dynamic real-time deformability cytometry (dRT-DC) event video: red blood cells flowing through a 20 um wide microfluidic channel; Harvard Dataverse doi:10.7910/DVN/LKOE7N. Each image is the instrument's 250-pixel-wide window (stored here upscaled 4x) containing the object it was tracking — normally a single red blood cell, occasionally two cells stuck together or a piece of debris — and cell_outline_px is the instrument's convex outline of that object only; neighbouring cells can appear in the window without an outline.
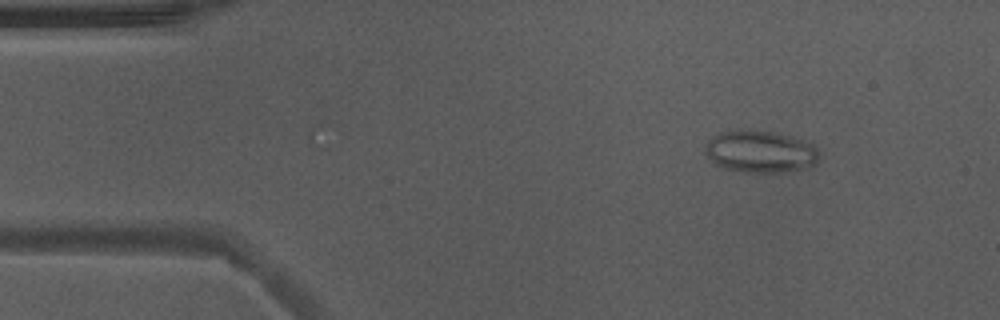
{"species": "Egyptian fruit bat (a non-hibernating species)", "species_latin": "Rousettus aegyptiacus", "temperature_condition": "warm", "stored_images_in_passage": 51, "camera_frame_rate_fps": 3000, "um_per_image_px": 0.085, "animal": {"sex": "male"}, "frame": {"image": 1, "passage_image": 6, "time_ms": 1.667, "image_size_px": [1000, 320], "cell_outline_px": [[816, 160], [812, 164], [804, 168], [780, 172], [744, 172], [728, 168], [716, 164], [704, 152], [704, 144], [708, 140], [720, 132], [772, 132], [788, 136], [812, 144], [816, 148]], "centroid_in_image_um": [64.57, 12.91], "position_along_channel_um": 20.4, "area_um2": 26.76}}
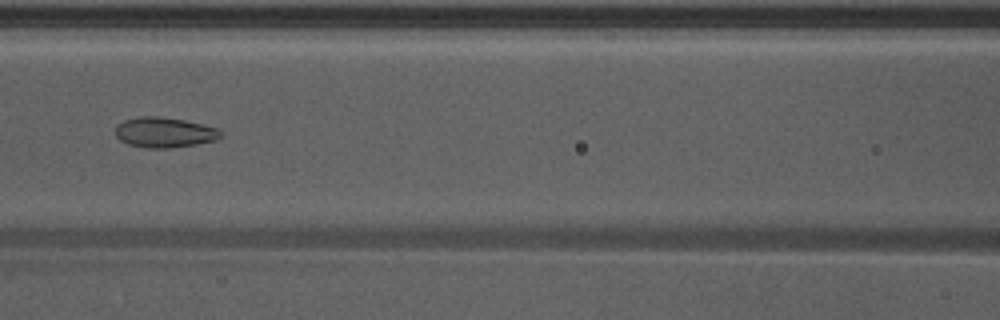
{"frame": {"image": 2, "passage_image": 22, "time_ms": 7.0, "image_size_px": [1000, 320], "cell_outline_px": [[224, 136], [216, 140], [196, 144], [168, 148], [148, 148], [128, 144], [120, 140], [116, 136], [116, 124], [124, 120], [140, 116], [156, 116], [184, 120], [216, 128]], "centroid_in_image_um": [13.95, 11.25], "position_along_channel_um": 152.7, "area_um2": 18.44}}
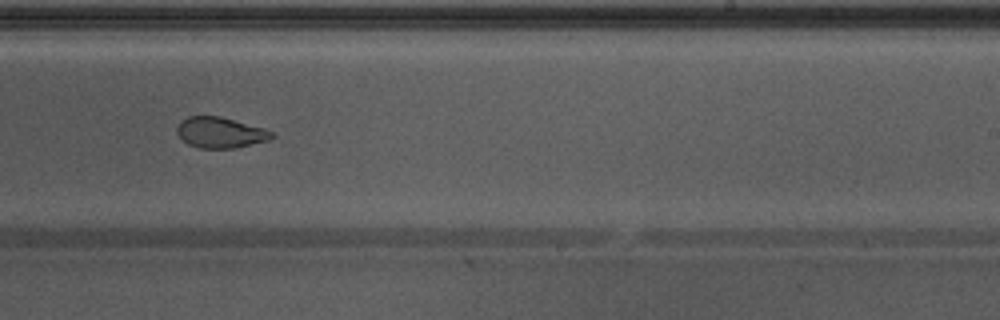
{"frame": {"image": 3, "passage_image": 31, "time_ms": 10.0, "image_size_px": [1000, 320], "cell_outline_px": [[276, 136], [268, 140], [236, 148], [200, 148], [188, 144], [176, 132], [176, 128], [180, 120], [188, 116], [220, 116], [264, 128], [272, 132]], "centroid_in_image_um": [18.72, 11.26], "position_along_channel_um": 270.3, "area_um2": 16.99}, "authors_computed_cell_mechanics": {"area_um2": 19.7676, "velocity_mm_per_s": 3.9359, "shape_relaxation_time_tau1_ms": 6.1064, "shape_relaxation_time_tau2_ms": 2.2611, "deformation_change_tau1": 0.1488, "deformation_change_tau2": 0.07}}